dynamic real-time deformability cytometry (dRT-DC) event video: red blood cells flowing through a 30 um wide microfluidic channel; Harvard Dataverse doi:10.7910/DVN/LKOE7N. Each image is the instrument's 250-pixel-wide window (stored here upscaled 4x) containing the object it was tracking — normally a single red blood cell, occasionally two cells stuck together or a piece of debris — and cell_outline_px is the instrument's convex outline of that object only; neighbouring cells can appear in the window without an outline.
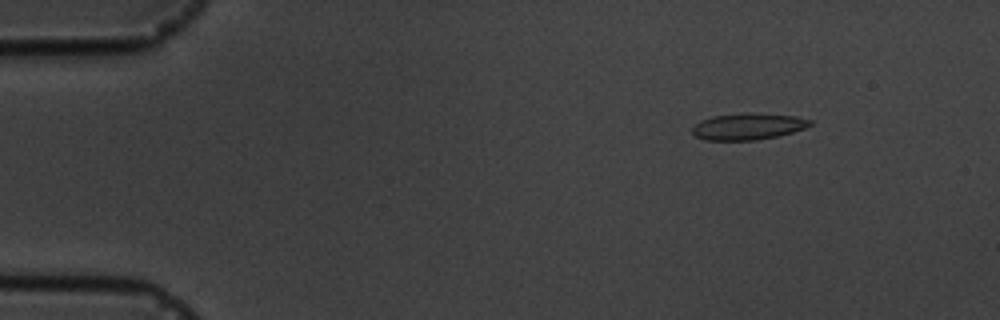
{"species": "common noctule bat (a hibernating species)", "species_latin": "Nyctalus noctula", "temperature_condition": "cold", "stored_images_in_passage": 4, "camera_frame_rate_fps": 3000, "um_per_image_px": 0.085, "animal": {"sex": "male", "body_mass_g": 19.5, "forearm_length_mm": 54.6}, "frame": {"image": 1, "passage_image": 2, "time_ms": 1.333, "image_size_px": [1000, 320], "cell_outline_px": [[812, 124], [804, 128], [792, 132], [776, 136], [756, 140], [704, 140], [696, 136], [692, 132], [692, 128], [700, 120], [712, 116], [744, 112], [752, 112], [796, 116], [812, 120]], "centroid_in_image_um": [63.57, 10.73], "position_along_channel_um": 21.4, "area_um2": 18.32}}
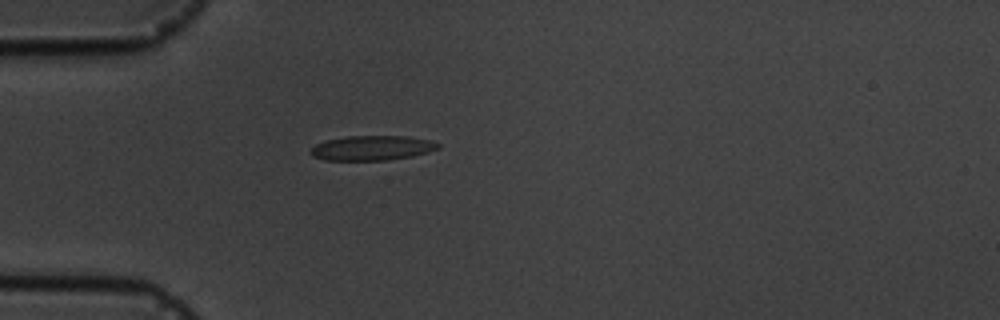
{"frame": {"image": 2, "passage_image": 4, "time_ms": 4.333, "image_size_px": [1000, 320], "cell_outline_px": [[440, 148], [428, 152], [412, 156], [388, 160], [324, 160], [312, 156], [308, 152], [316, 144], [324, 140], [348, 136], [408, 136], [432, 140], [440, 144]], "centroid_in_image_um": [31.62, 12.57], "position_along_channel_um": 53.4, "area_um2": 18.55}}